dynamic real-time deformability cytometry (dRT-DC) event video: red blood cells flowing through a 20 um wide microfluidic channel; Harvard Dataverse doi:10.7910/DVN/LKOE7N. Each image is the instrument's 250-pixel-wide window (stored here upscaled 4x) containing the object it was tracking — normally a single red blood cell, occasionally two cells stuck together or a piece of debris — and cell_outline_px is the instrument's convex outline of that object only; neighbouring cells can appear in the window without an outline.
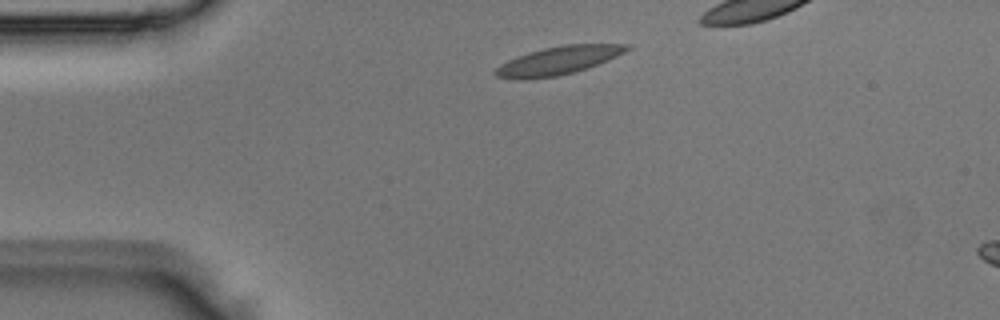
{"species": "Egyptian fruit bat (a non-hibernating species)", "species_latin": "Rousettus aegyptiacus", "temperature_condition": "room temperature", "stored_images_in_passage": 2, "camera_frame_rate_fps": 3000, "um_per_image_px": 0.085, "animal": {"sex": "male"}, "frame": {"image": 1, "passage_image": 1, "time_ms": 0.0, "image_size_px": [1000, 320], "cell_outline_px": [[632, 48], [608, 60], [572, 72], [556, 76], [524, 80], [516, 80], [496, 76], [492, 72], [500, 64], [516, 56], [528, 52], [544, 48], [564, 44], [628, 44]], "centroid_in_image_um": [47.39, 5.14], "position_along_channel_um": 37.6, "area_um2": 21.5}}